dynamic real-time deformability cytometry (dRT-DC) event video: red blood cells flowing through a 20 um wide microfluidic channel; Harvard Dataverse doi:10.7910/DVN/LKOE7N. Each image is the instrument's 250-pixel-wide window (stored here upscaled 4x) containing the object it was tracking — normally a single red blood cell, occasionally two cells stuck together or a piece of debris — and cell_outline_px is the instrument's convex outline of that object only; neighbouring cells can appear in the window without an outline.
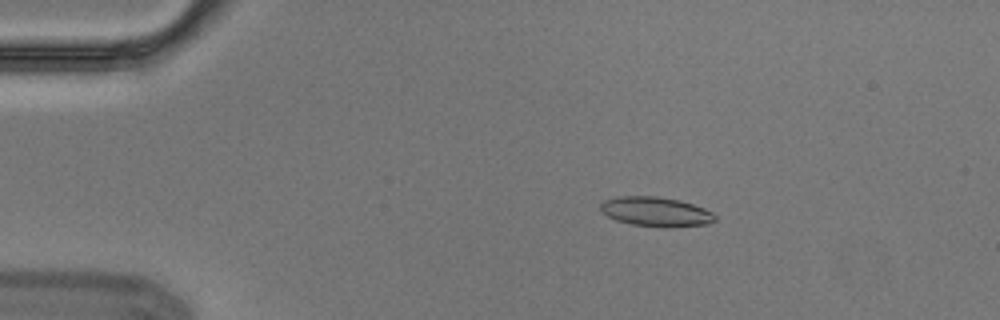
{"species": "Egyptian fruit bat (a non-hibernating species)", "species_latin": "Rousettus aegyptiacus", "temperature_condition": "cold", "stored_images_in_passage": 5, "camera_frame_rate_fps": 3000, "um_per_image_px": 0.085, "animal": {"sex": "male"}, "frame": {"image": 1, "passage_image": 3, "time_ms": 0.667, "image_size_px": [1000, 320], "cell_outline_px": [[716, 220], [708, 224], [668, 228], [664, 228], [632, 224], [616, 220], [600, 212], [600, 204], [604, 200], [616, 196], [656, 196], [680, 200], [704, 208], [712, 212], [716, 216]], "centroid_in_image_um": [55.74, 18.0], "position_along_channel_um": 29.3, "area_um2": 19.94}}